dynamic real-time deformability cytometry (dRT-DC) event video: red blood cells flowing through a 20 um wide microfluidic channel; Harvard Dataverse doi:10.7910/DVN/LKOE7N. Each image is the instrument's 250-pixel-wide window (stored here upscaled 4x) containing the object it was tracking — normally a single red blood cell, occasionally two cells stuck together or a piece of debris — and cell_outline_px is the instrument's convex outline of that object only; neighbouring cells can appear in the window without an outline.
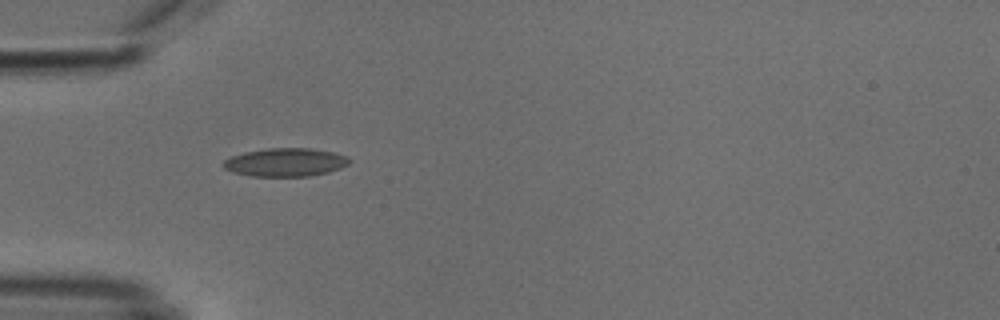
{"species": "common noctule bat (a hibernating species)", "species_latin": "Nyctalus noctula", "temperature_condition": "cold", "stored_images_in_passage": 37, "camera_frame_rate_fps": 3000, "um_per_image_px": 0.085, "animal": {"sex": "male", "body_mass_g": 18.8}, "frame": {"image": 1, "passage_image": 1, "time_ms": 0.0, "image_size_px": [1000, 320], "cell_outline_px": [[352, 160], [348, 164], [340, 168], [328, 172], [308, 176], [252, 176], [232, 172], [224, 168], [220, 164], [224, 160], [232, 156], [244, 152], [268, 148], [312, 148], [332, 152], [344, 156]], "centroid_in_image_um": [24.23, 13.79], "position_along_channel_um": 60.8, "area_um2": 20.75}}
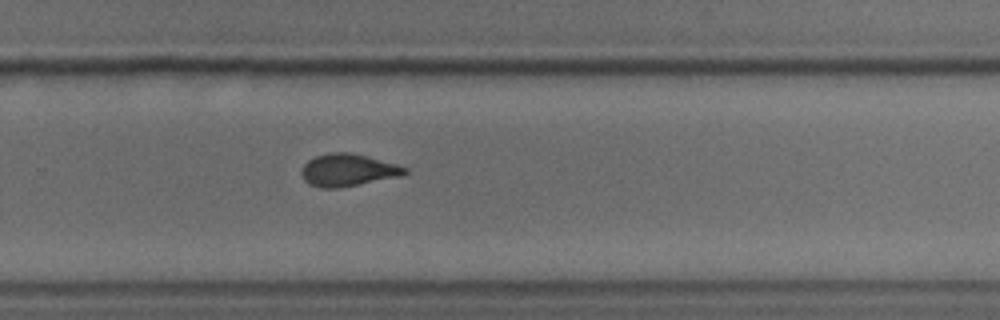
{"frame": {"image": 2, "passage_image": 20, "time_ms": 6.333, "image_size_px": [1000, 320], "cell_outline_px": [[408, 172], [404, 176], [340, 188], [320, 188], [308, 184], [304, 180], [300, 172], [304, 164], [308, 160], [316, 156], [328, 152], [352, 152], [396, 164], [408, 168]], "centroid_in_image_um": [29.58, 14.47], "position_along_channel_um": 300.2, "area_um2": 19.83}}
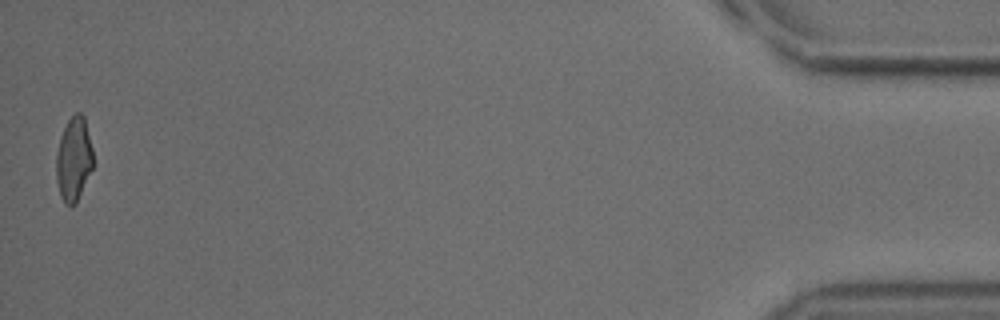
{"frame": {"image": 3, "passage_image": 37, "time_ms": 12.0, "image_size_px": [1000, 320], "cell_outline_px": [[92, 168], [76, 204], [72, 208], [64, 204], [60, 196], [56, 180], [56, 152], [60, 136], [68, 120], [76, 112], [80, 112], [84, 116], [92, 148]], "centroid_in_image_um": [6.24, 13.57], "position_along_channel_um": 429.0, "area_um2": 18.15}, "authors_computed_cell_mechanics": {"area_um2": 19.4786, "velocity_mm_per_s": 3.8174, "shape_relaxation_time_tau1_ms": 4.3566, "shape_relaxation_time_tau2_ms": 1.5501, "deformation_change_tau1": 0.1532, "deformation_change_tau2": 0.0682}}